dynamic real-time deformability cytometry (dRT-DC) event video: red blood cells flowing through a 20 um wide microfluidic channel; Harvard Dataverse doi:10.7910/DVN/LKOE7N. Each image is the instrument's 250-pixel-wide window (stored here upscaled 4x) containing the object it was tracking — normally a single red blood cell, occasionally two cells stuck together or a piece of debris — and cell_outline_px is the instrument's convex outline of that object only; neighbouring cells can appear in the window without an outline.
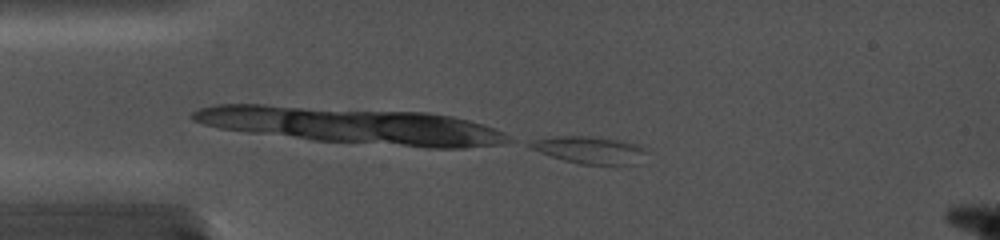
{"species": "common noctule bat (a hibernating species)", "species_latin": "Nyctalus noctula", "temperature_condition": "cold", "stored_images_in_passage": 76, "camera_frame_rate_fps": 5000, "um_per_image_px": 0.085, "animal": {"sex": "female", "body_mass_g": 19.0, "forearm_length_mm": 56.7}, "frame": {"image": 1, "passage_image": 1, "time_ms": 0.0, "image_size_px": [1000, 240], "cell_outline_px": [[648, 152], [632, 164], [580, 164], [564, 160], [540, 152], [524, 144], [532, 140], [552, 136], [592, 136], [616, 140], [636, 144]], "centroid_in_image_um": [50.03, 12.73], "position_along_channel_um": 35.0, "area_um2": 18.03}}
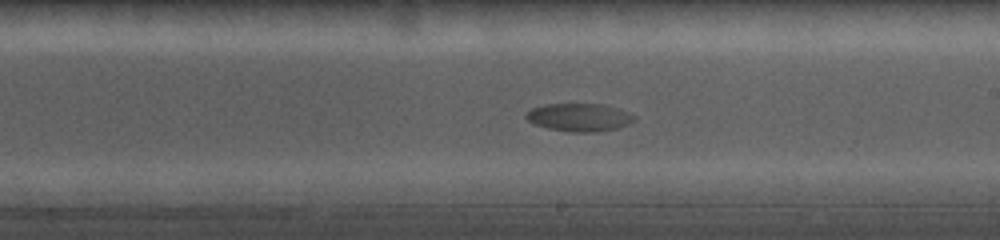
{"frame": {"image": 2, "passage_image": 38, "time_ms": 7.4, "image_size_px": [1000, 240], "cell_outline_px": [[636, 120], [632, 124], [616, 128], [596, 132], [568, 132], [548, 128], [532, 124], [524, 116], [524, 112], [532, 108], [548, 104], [600, 104], [616, 108], [628, 112], [636, 116]], "centroid_in_image_um": [49.23, 9.98], "position_along_channel_um": 239.8, "area_um2": 17.8}}
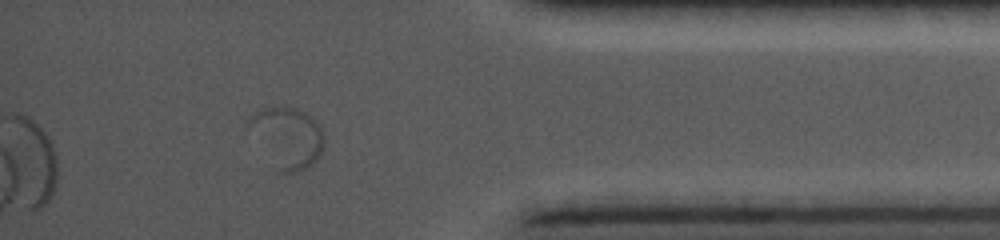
{"frame": {"image": 3, "passage_image": 66, "time_ms": 13.0, "image_size_px": [1000, 240], "cell_outline_px": [[324, 144], [320, 156], [312, 164], [296, 172], [284, 172], [244, 132], [244, 124], [248, 116], [256, 112], [268, 108], [288, 108], [304, 112], [316, 120], [320, 124], [324, 132]], "centroid_in_image_um": [24.36, 11.65], "position_along_channel_um": 410.8, "area_um2": 26.65}}